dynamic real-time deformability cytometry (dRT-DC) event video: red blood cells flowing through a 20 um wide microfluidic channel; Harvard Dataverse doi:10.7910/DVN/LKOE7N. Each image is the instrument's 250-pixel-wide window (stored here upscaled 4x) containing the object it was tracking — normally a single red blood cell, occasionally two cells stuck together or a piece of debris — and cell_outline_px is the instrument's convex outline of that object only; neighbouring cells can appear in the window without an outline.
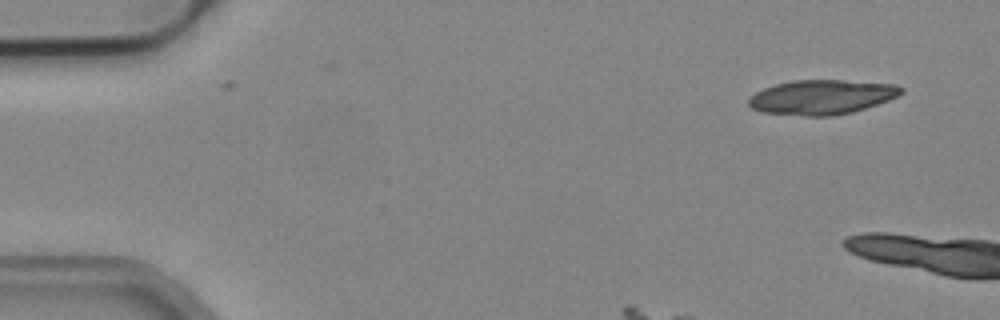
{"species": "common noctule bat (a hibernating species)", "species_latin": "Nyctalus noctula", "temperature_condition": "cold", "stored_images_in_passage": 2, "camera_frame_rate_fps": 3000, "um_per_image_px": 0.085, "animal": {"sex": "male", "body_mass_g": 19.2, "forearm_length_mm": 51.8}, "frame": {"image": 1, "passage_image": 1, "time_ms": 0.0, "image_size_px": [1000, 320], "cell_outline_px": [[904, 92], [888, 100], [852, 112], [832, 116], [804, 116], [760, 112], [752, 108], [748, 104], [748, 96], [764, 88], [776, 84], [792, 80], [844, 80], [896, 84], [904, 88]], "centroid_in_image_um": [69.82, 8.25], "position_along_channel_um": 15.2, "area_um2": 30.87}}